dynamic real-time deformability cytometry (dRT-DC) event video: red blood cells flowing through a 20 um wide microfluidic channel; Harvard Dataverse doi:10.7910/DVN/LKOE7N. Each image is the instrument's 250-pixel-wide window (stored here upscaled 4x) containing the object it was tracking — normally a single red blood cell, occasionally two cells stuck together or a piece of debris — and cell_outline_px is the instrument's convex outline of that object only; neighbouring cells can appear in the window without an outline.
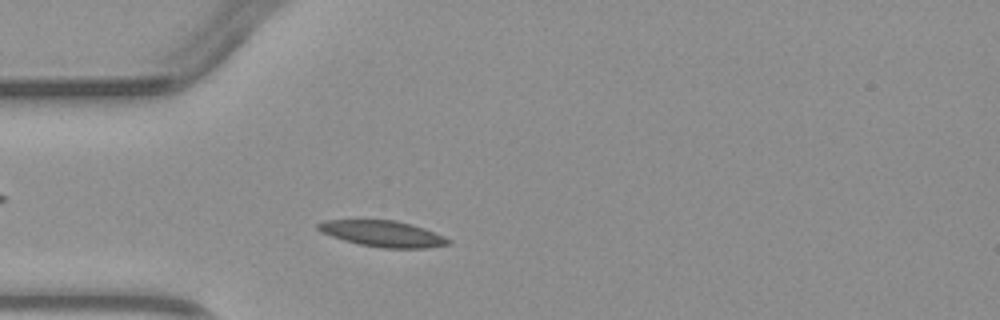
{"species": "common noctule bat (a hibernating species)", "species_latin": "Nyctalus noctula", "temperature_condition": "warm", "stored_images_in_passage": 2, "camera_frame_rate_fps": 3000, "um_per_image_px": 0.085, "animal": {"sex": "male", "body_mass_g": 23.1, "forearm_length_mm": 52.7}, "frame": {"image": 1, "passage_image": 2, "time_ms": 1.0, "image_size_px": [1000, 320], "cell_outline_px": [[452, 244], [424, 248], [380, 248], [360, 244], [344, 240], [320, 232], [316, 228], [316, 224], [324, 220], [396, 220], [412, 224], [424, 228], [444, 236], [452, 240]], "centroid_in_image_um": [32.55, 19.86], "position_along_channel_um": 52.5, "area_um2": 19.88}}